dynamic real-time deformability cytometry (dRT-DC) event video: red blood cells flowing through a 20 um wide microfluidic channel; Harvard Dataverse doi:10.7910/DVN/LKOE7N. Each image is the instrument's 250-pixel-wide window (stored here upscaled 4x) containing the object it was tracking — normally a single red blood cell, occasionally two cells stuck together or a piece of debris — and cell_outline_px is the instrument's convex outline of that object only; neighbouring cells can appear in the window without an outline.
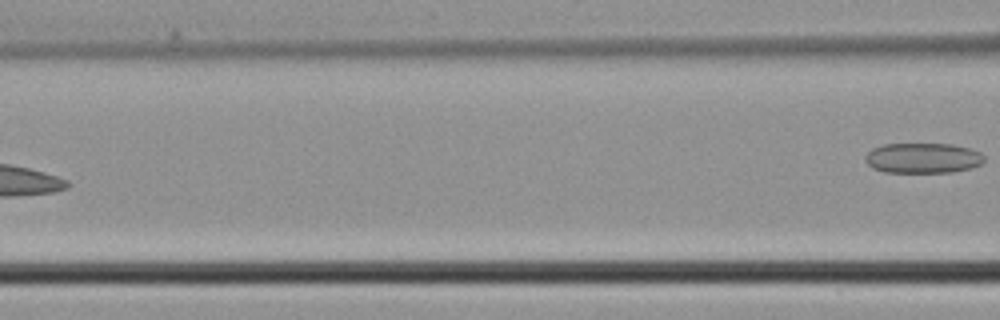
{"species": "common noctule bat (a hibernating species)", "species_latin": "Nyctalus noctula", "temperature_condition": "cold", "stored_images_in_passage": 4, "segment_of_instrument_passage": [2, 2], "camera_frame_rate_fps": 3000, "um_per_image_px": 0.085, "animal": {"sex": "male", "body_mass_g": 21.5, "forearm_length_mm": 52.0}, "frame": {"image": 1, "passage_image": 4, "time_ms": 1.0, "image_size_px": [1000, 320], "cell_outline_px": [[984, 160], [980, 164], [972, 168], [952, 172], [884, 172], [872, 168], [864, 160], [864, 156], [872, 148], [884, 144], [952, 144], [972, 148], [980, 152], [984, 156]], "centroid_in_image_um": [78.44, 13.43], "position_along_channel_um": 88.2, "area_um2": 21.15}}